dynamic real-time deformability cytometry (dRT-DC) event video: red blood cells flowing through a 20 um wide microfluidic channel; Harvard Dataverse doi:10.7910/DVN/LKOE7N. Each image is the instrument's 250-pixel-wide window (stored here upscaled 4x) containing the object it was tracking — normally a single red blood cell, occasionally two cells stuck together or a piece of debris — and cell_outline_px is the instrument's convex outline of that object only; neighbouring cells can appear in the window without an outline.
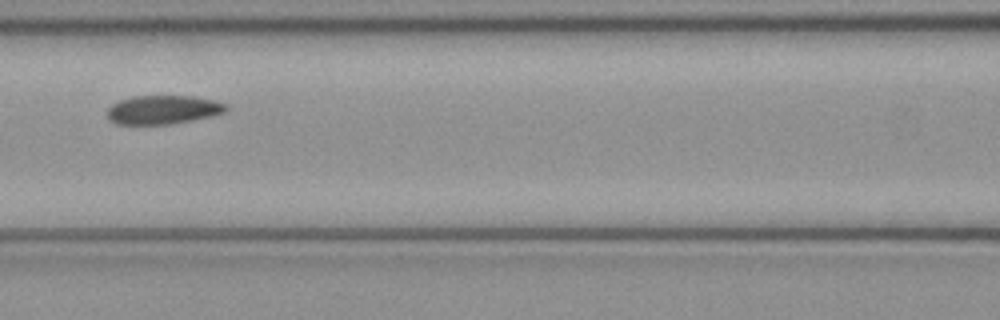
{"species": "common noctule bat (a hibernating species)", "species_latin": "Nyctalus noctula", "temperature_condition": "cold", "stored_images_in_passage": 4, "camera_frame_rate_fps": 3000, "um_per_image_px": 0.085, "animal": {"sex": "female", "body_mass_g": 21.9}, "frame": {"image": 1, "passage_image": 4, "time_ms": 1.0, "image_size_px": [1000, 320], "cell_outline_px": [[228, 108], [224, 112], [212, 116], [172, 124], [116, 124], [108, 120], [108, 108], [112, 104], [120, 100], [132, 96], [192, 96], [216, 100], [228, 104]], "centroid_in_image_um": [13.87, 9.32], "position_along_channel_um": 152.7, "area_um2": 20.06}}